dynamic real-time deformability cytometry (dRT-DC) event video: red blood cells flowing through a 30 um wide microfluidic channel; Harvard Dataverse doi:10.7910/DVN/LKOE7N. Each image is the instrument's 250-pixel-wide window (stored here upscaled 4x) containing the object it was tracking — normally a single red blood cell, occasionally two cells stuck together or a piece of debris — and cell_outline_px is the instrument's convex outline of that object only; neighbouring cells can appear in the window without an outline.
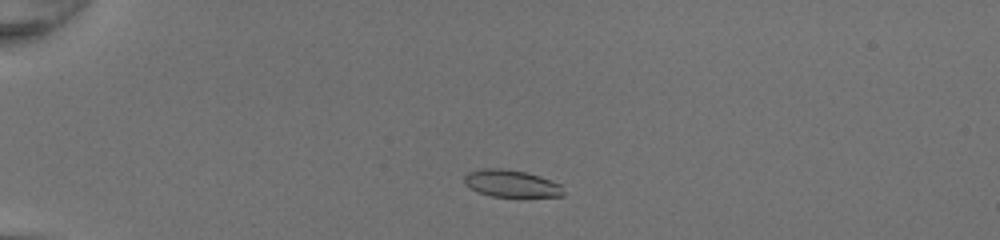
{"species": "common noctule bat (a hibernating species)", "species_latin": "Nyctalus noctula", "temperature_condition": "room temperature", "stored_images_in_passage": 43, "camera_frame_rate_fps": 3000, "um_per_image_px": 0.085, "animal": {"sex": "female", "body_mass_g": 20.0, "forearm_length_mm": 54.0}, "frame": {"image": 1, "passage_image": 6, "time_ms": 1.667, "image_size_px": [1000, 240], "cell_outline_px": [[564, 196], [524, 200], [492, 196], [476, 192], [468, 188], [464, 184], [464, 176], [468, 172], [484, 168], [500, 168], [524, 172], [540, 176], [560, 184], [564, 192]], "centroid_in_image_um": [43.49, 15.67], "position_along_channel_um": 41.5, "area_um2": 16.65}}
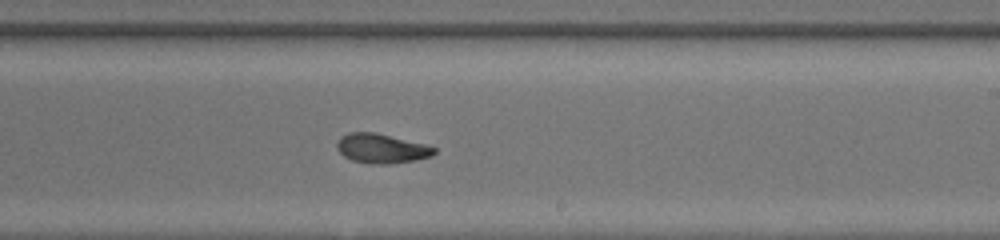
{"frame": {"image": 2, "passage_image": 25, "time_ms": 8.0, "image_size_px": [1000, 240], "cell_outline_px": [[436, 152], [432, 156], [416, 160], [388, 164], [376, 164], [352, 160], [344, 156], [336, 148], [336, 144], [340, 136], [348, 132], [376, 132], [424, 144], [436, 148]], "centroid_in_image_um": [32.41, 12.61], "position_along_channel_um": 256.6, "area_um2": 16.7}}
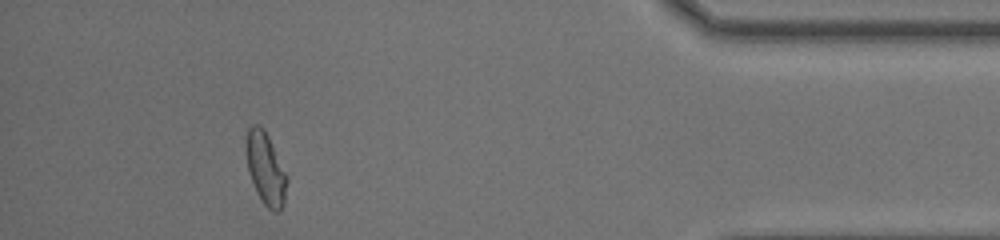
{"frame": {"image": 3, "passage_image": 39, "time_ms": 12.667, "image_size_px": [1000, 240], "cell_outline_px": [[288, 180], [284, 204], [280, 212], [272, 212], [264, 204], [256, 192], [248, 168], [248, 128], [252, 124], [260, 124], [264, 128], [288, 176]], "centroid_in_image_um": [22.64, 14.38], "position_along_channel_um": 412.6, "area_um2": 16.88}, "authors_computed_cell_mechanics": {"area_um2": 16.7042, "velocity_mm_per_s": 4.2642, "shape_relaxation_time_tau1_ms": 4.8884, "shape_relaxation_time_tau2_ms": 2.2398, "deformation_change_tau1": 0.192, "deformation_change_tau2": 0.0826}}